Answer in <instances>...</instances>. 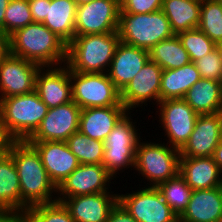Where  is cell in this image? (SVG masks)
<instances>
[{"label":"cell","mask_w":222,"mask_h":222,"mask_svg":"<svg viewBox=\"0 0 222 222\" xmlns=\"http://www.w3.org/2000/svg\"><path fill=\"white\" fill-rule=\"evenodd\" d=\"M34 22L42 23L47 16V0H28Z\"/></svg>","instance_id":"f35d334b"},{"label":"cell","mask_w":222,"mask_h":222,"mask_svg":"<svg viewBox=\"0 0 222 222\" xmlns=\"http://www.w3.org/2000/svg\"><path fill=\"white\" fill-rule=\"evenodd\" d=\"M179 174L192 190L222 186V172L210 157H180Z\"/></svg>","instance_id":"44dd1931"},{"label":"cell","mask_w":222,"mask_h":222,"mask_svg":"<svg viewBox=\"0 0 222 222\" xmlns=\"http://www.w3.org/2000/svg\"><path fill=\"white\" fill-rule=\"evenodd\" d=\"M222 138V112L198 115L188 142L180 157H210Z\"/></svg>","instance_id":"e0dca14e"},{"label":"cell","mask_w":222,"mask_h":222,"mask_svg":"<svg viewBox=\"0 0 222 222\" xmlns=\"http://www.w3.org/2000/svg\"><path fill=\"white\" fill-rule=\"evenodd\" d=\"M19 176L22 214L38 204L57 201V187L49 179L39 153L27 141H16L9 152Z\"/></svg>","instance_id":"6da1fadb"},{"label":"cell","mask_w":222,"mask_h":222,"mask_svg":"<svg viewBox=\"0 0 222 222\" xmlns=\"http://www.w3.org/2000/svg\"><path fill=\"white\" fill-rule=\"evenodd\" d=\"M120 42L149 51L160 41L175 35L162 10L153 13H119Z\"/></svg>","instance_id":"277c9868"},{"label":"cell","mask_w":222,"mask_h":222,"mask_svg":"<svg viewBox=\"0 0 222 222\" xmlns=\"http://www.w3.org/2000/svg\"><path fill=\"white\" fill-rule=\"evenodd\" d=\"M35 91L48 108L73 101L70 69L66 65L41 67L36 75Z\"/></svg>","instance_id":"2e32d148"},{"label":"cell","mask_w":222,"mask_h":222,"mask_svg":"<svg viewBox=\"0 0 222 222\" xmlns=\"http://www.w3.org/2000/svg\"><path fill=\"white\" fill-rule=\"evenodd\" d=\"M183 99L198 115L222 112V82L201 78Z\"/></svg>","instance_id":"d4e9b609"},{"label":"cell","mask_w":222,"mask_h":222,"mask_svg":"<svg viewBox=\"0 0 222 222\" xmlns=\"http://www.w3.org/2000/svg\"><path fill=\"white\" fill-rule=\"evenodd\" d=\"M216 49L219 53L220 61H221V64H222V42L216 44Z\"/></svg>","instance_id":"f6af8a7d"},{"label":"cell","mask_w":222,"mask_h":222,"mask_svg":"<svg viewBox=\"0 0 222 222\" xmlns=\"http://www.w3.org/2000/svg\"><path fill=\"white\" fill-rule=\"evenodd\" d=\"M200 79V72L194 62L177 69L163 70L160 83V101L183 99L186 92Z\"/></svg>","instance_id":"484cf974"},{"label":"cell","mask_w":222,"mask_h":222,"mask_svg":"<svg viewBox=\"0 0 222 222\" xmlns=\"http://www.w3.org/2000/svg\"><path fill=\"white\" fill-rule=\"evenodd\" d=\"M8 52L41 67L65 65L67 44L43 23L33 22L8 36Z\"/></svg>","instance_id":"7a4b0ae2"},{"label":"cell","mask_w":222,"mask_h":222,"mask_svg":"<svg viewBox=\"0 0 222 222\" xmlns=\"http://www.w3.org/2000/svg\"><path fill=\"white\" fill-rule=\"evenodd\" d=\"M10 0H0V29L4 31L5 10Z\"/></svg>","instance_id":"ee69618b"},{"label":"cell","mask_w":222,"mask_h":222,"mask_svg":"<svg viewBox=\"0 0 222 222\" xmlns=\"http://www.w3.org/2000/svg\"><path fill=\"white\" fill-rule=\"evenodd\" d=\"M117 202L118 194L114 191L72 196L62 201L75 222H106Z\"/></svg>","instance_id":"d6986e66"},{"label":"cell","mask_w":222,"mask_h":222,"mask_svg":"<svg viewBox=\"0 0 222 222\" xmlns=\"http://www.w3.org/2000/svg\"><path fill=\"white\" fill-rule=\"evenodd\" d=\"M194 63L197 70L200 72L202 79L222 82V64L216 48L196 60Z\"/></svg>","instance_id":"d590c367"},{"label":"cell","mask_w":222,"mask_h":222,"mask_svg":"<svg viewBox=\"0 0 222 222\" xmlns=\"http://www.w3.org/2000/svg\"><path fill=\"white\" fill-rule=\"evenodd\" d=\"M0 208L12 209L22 214L20 181L10 154L0 156Z\"/></svg>","instance_id":"83f0119b"},{"label":"cell","mask_w":222,"mask_h":222,"mask_svg":"<svg viewBox=\"0 0 222 222\" xmlns=\"http://www.w3.org/2000/svg\"><path fill=\"white\" fill-rule=\"evenodd\" d=\"M106 222H137L125 209L117 202L110 211Z\"/></svg>","instance_id":"ab89813d"},{"label":"cell","mask_w":222,"mask_h":222,"mask_svg":"<svg viewBox=\"0 0 222 222\" xmlns=\"http://www.w3.org/2000/svg\"><path fill=\"white\" fill-rule=\"evenodd\" d=\"M48 109L35 90L0 99V116L17 141H26L36 131Z\"/></svg>","instance_id":"5b68a950"},{"label":"cell","mask_w":222,"mask_h":222,"mask_svg":"<svg viewBox=\"0 0 222 222\" xmlns=\"http://www.w3.org/2000/svg\"><path fill=\"white\" fill-rule=\"evenodd\" d=\"M81 110L74 101L49 108L39 127L26 141H66L79 131Z\"/></svg>","instance_id":"9a60e30c"},{"label":"cell","mask_w":222,"mask_h":222,"mask_svg":"<svg viewBox=\"0 0 222 222\" xmlns=\"http://www.w3.org/2000/svg\"><path fill=\"white\" fill-rule=\"evenodd\" d=\"M120 0H94L79 5L75 16V35L117 32Z\"/></svg>","instance_id":"8fae6325"},{"label":"cell","mask_w":222,"mask_h":222,"mask_svg":"<svg viewBox=\"0 0 222 222\" xmlns=\"http://www.w3.org/2000/svg\"><path fill=\"white\" fill-rule=\"evenodd\" d=\"M157 189L173 212L180 217L187 208L193 191L184 178L178 173L175 177L159 184Z\"/></svg>","instance_id":"f546056e"},{"label":"cell","mask_w":222,"mask_h":222,"mask_svg":"<svg viewBox=\"0 0 222 222\" xmlns=\"http://www.w3.org/2000/svg\"><path fill=\"white\" fill-rule=\"evenodd\" d=\"M72 100L81 108L123 106L120 91L107 73H79L70 70Z\"/></svg>","instance_id":"ba28073f"},{"label":"cell","mask_w":222,"mask_h":222,"mask_svg":"<svg viewBox=\"0 0 222 222\" xmlns=\"http://www.w3.org/2000/svg\"><path fill=\"white\" fill-rule=\"evenodd\" d=\"M119 43L117 32L75 35L67 45L65 65L79 73H107Z\"/></svg>","instance_id":"3957f363"},{"label":"cell","mask_w":222,"mask_h":222,"mask_svg":"<svg viewBox=\"0 0 222 222\" xmlns=\"http://www.w3.org/2000/svg\"><path fill=\"white\" fill-rule=\"evenodd\" d=\"M131 112L128 111L118 121L104 140L102 165L113 178L118 177L119 171L124 172L125 168L134 170L136 147L142 136L138 132L137 122H133Z\"/></svg>","instance_id":"8992f818"},{"label":"cell","mask_w":222,"mask_h":222,"mask_svg":"<svg viewBox=\"0 0 222 222\" xmlns=\"http://www.w3.org/2000/svg\"><path fill=\"white\" fill-rule=\"evenodd\" d=\"M177 36L188 52L191 62H195L216 48V44L198 28L180 32Z\"/></svg>","instance_id":"836d02e7"},{"label":"cell","mask_w":222,"mask_h":222,"mask_svg":"<svg viewBox=\"0 0 222 222\" xmlns=\"http://www.w3.org/2000/svg\"><path fill=\"white\" fill-rule=\"evenodd\" d=\"M75 0H47V16L42 22L67 45L75 36Z\"/></svg>","instance_id":"cb8c5ba5"},{"label":"cell","mask_w":222,"mask_h":222,"mask_svg":"<svg viewBox=\"0 0 222 222\" xmlns=\"http://www.w3.org/2000/svg\"><path fill=\"white\" fill-rule=\"evenodd\" d=\"M163 0H120V13H153L162 9Z\"/></svg>","instance_id":"8d00e7d4"},{"label":"cell","mask_w":222,"mask_h":222,"mask_svg":"<svg viewBox=\"0 0 222 222\" xmlns=\"http://www.w3.org/2000/svg\"><path fill=\"white\" fill-rule=\"evenodd\" d=\"M214 222H222V216L219 219L215 220Z\"/></svg>","instance_id":"7dc6e473"},{"label":"cell","mask_w":222,"mask_h":222,"mask_svg":"<svg viewBox=\"0 0 222 222\" xmlns=\"http://www.w3.org/2000/svg\"><path fill=\"white\" fill-rule=\"evenodd\" d=\"M163 69L150 59L120 92V100L128 110L160 102V83ZM155 103H154V102ZM144 104V105H143ZM135 108V109H134Z\"/></svg>","instance_id":"5bb4252c"},{"label":"cell","mask_w":222,"mask_h":222,"mask_svg":"<svg viewBox=\"0 0 222 222\" xmlns=\"http://www.w3.org/2000/svg\"><path fill=\"white\" fill-rule=\"evenodd\" d=\"M8 52V36L0 29V57Z\"/></svg>","instance_id":"b9f144b4"},{"label":"cell","mask_w":222,"mask_h":222,"mask_svg":"<svg viewBox=\"0 0 222 222\" xmlns=\"http://www.w3.org/2000/svg\"><path fill=\"white\" fill-rule=\"evenodd\" d=\"M112 180L115 179L102 164H80L57 187V201L62 202L72 196L110 192Z\"/></svg>","instance_id":"4fadbf2b"},{"label":"cell","mask_w":222,"mask_h":222,"mask_svg":"<svg viewBox=\"0 0 222 222\" xmlns=\"http://www.w3.org/2000/svg\"><path fill=\"white\" fill-rule=\"evenodd\" d=\"M92 1H94V0H75L77 6L88 4V3L92 2Z\"/></svg>","instance_id":"bcb514c9"},{"label":"cell","mask_w":222,"mask_h":222,"mask_svg":"<svg viewBox=\"0 0 222 222\" xmlns=\"http://www.w3.org/2000/svg\"><path fill=\"white\" fill-rule=\"evenodd\" d=\"M156 115L159 116V124L165 132L170 147L179 151L188 142L193 132L198 114L184 99L161 100L157 104Z\"/></svg>","instance_id":"9c48e42d"},{"label":"cell","mask_w":222,"mask_h":222,"mask_svg":"<svg viewBox=\"0 0 222 222\" xmlns=\"http://www.w3.org/2000/svg\"><path fill=\"white\" fill-rule=\"evenodd\" d=\"M212 158L215 160V162L217 163V165L219 166V168L222 172V138H221L218 146L214 150Z\"/></svg>","instance_id":"7bdbcfd3"},{"label":"cell","mask_w":222,"mask_h":222,"mask_svg":"<svg viewBox=\"0 0 222 222\" xmlns=\"http://www.w3.org/2000/svg\"><path fill=\"white\" fill-rule=\"evenodd\" d=\"M4 14V33L7 36L34 22L28 0H10Z\"/></svg>","instance_id":"e575fe53"},{"label":"cell","mask_w":222,"mask_h":222,"mask_svg":"<svg viewBox=\"0 0 222 222\" xmlns=\"http://www.w3.org/2000/svg\"><path fill=\"white\" fill-rule=\"evenodd\" d=\"M0 222H23V214L8 208H0Z\"/></svg>","instance_id":"60d3db41"},{"label":"cell","mask_w":222,"mask_h":222,"mask_svg":"<svg viewBox=\"0 0 222 222\" xmlns=\"http://www.w3.org/2000/svg\"><path fill=\"white\" fill-rule=\"evenodd\" d=\"M138 141L134 170L142 180H147L145 187H157L162 182L179 173L180 151L167 143ZM150 183V184H149Z\"/></svg>","instance_id":"52a82bcc"},{"label":"cell","mask_w":222,"mask_h":222,"mask_svg":"<svg viewBox=\"0 0 222 222\" xmlns=\"http://www.w3.org/2000/svg\"><path fill=\"white\" fill-rule=\"evenodd\" d=\"M201 0H163L162 11L170 22L172 32L198 28Z\"/></svg>","instance_id":"4316f807"},{"label":"cell","mask_w":222,"mask_h":222,"mask_svg":"<svg viewBox=\"0 0 222 222\" xmlns=\"http://www.w3.org/2000/svg\"><path fill=\"white\" fill-rule=\"evenodd\" d=\"M41 66L7 52L0 57V99L23 95L35 90Z\"/></svg>","instance_id":"7c38bea8"},{"label":"cell","mask_w":222,"mask_h":222,"mask_svg":"<svg viewBox=\"0 0 222 222\" xmlns=\"http://www.w3.org/2000/svg\"><path fill=\"white\" fill-rule=\"evenodd\" d=\"M128 112L124 106L93 107L81 110L79 131L104 142L118 121Z\"/></svg>","instance_id":"7402d4cb"},{"label":"cell","mask_w":222,"mask_h":222,"mask_svg":"<svg viewBox=\"0 0 222 222\" xmlns=\"http://www.w3.org/2000/svg\"><path fill=\"white\" fill-rule=\"evenodd\" d=\"M39 153L49 179L58 187L79 165L65 141H27Z\"/></svg>","instance_id":"ac0fdd59"},{"label":"cell","mask_w":222,"mask_h":222,"mask_svg":"<svg viewBox=\"0 0 222 222\" xmlns=\"http://www.w3.org/2000/svg\"><path fill=\"white\" fill-rule=\"evenodd\" d=\"M222 216V186L193 190L180 222H214Z\"/></svg>","instance_id":"603a6c76"},{"label":"cell","mask_w":222,"mask_h":222,"mask_svg":"<svg viewBox=\"0 0 222 222\" xmlns=\"http://www.w3.org/2000/svg\"><path fill=\"white\" fill-rule=\"evenodd\" d=\"M198 29L215 44L222 42V4L218 0H201Z\"/></svg>","instance_id":"1f68e13d"},{"label":"cell","mask_w":222,"mask_h":222,"mask_svg":"<svg viewBox=\"0 0 222 222\" xmlns=\"http://www.w3.org/2000/svg\"><path fill=\"white\" fill-rule=\"evenodd\" d=\"M17 140L9 133L5 123L0 116V156L9 154L12 145Z\"/></svg>","instance_id":"74e56055"},{"label":"cell","mask_w":222,"mask_h":222,"mask_svg":"<svg viewBox=\"0 0 222 222\" xmlns=\"http://www.w3.org/2000/svg\"><path fill=\"white\" fill-rule=\"evenodd\" d=\"M149 59V51L120 42L107 71L108 77L121 92Z\"/></svg>","instance_id":"ffe728a7"},{"label":"cell","mask_w":222,"mask_h":222,"mask_svg":"<svg viewBox=\"0 0 222 222\" xmlns=\"http://www.w3.org/2000/svg\"><path fill=\"white\" fill-rule=\"evenodd\" d=\"M149 58L163 70L177 69L191 62L188 52L177 35L160 41L150 49Z\"/></svg>","instance_id":"f1b7e54d"},{"label":"cell","mask_w":222,"mask_h":222,"mask_svg":"<svg viewBox=\"0 0 222 222\" xmlns=\"http://www.w3.org/2000/svg\"><path fill=\"white\" fill-rule=\"evenodd\" d=\"M118 193V202L137 222H178L179 217L164 201L157 187H138Z\"/></svg>","instance_id":"30bf717a"},{"label":"cell","mask_w":222,"mask_h":222,"mask_svg":"<svg viewBox=\"0 0 222 222\" xmlns=\"http://www.w3.org/2000/svg\"><path fill=\"white\" fill-rule=\"evenodd\" d=\"M65 142L80 164H102L104 142L91 139L80 131L72 134Z\"/></svg>","instance_id":"4dcf8cb0"},{"label":"cell","mask_w":222,"mask_h":222,"mask_svg":"<svg viewBox=\"0 0 222 222\" xmlns=\"http://www.w3.org/2000/svg\"><path fill=\"white\" fill-rule=\"evenodd\" d=\"M23 222H75L62 202L38 204L23 214Z\"/></svg>","instance_id":"d6a6232c"}]
</instances>
